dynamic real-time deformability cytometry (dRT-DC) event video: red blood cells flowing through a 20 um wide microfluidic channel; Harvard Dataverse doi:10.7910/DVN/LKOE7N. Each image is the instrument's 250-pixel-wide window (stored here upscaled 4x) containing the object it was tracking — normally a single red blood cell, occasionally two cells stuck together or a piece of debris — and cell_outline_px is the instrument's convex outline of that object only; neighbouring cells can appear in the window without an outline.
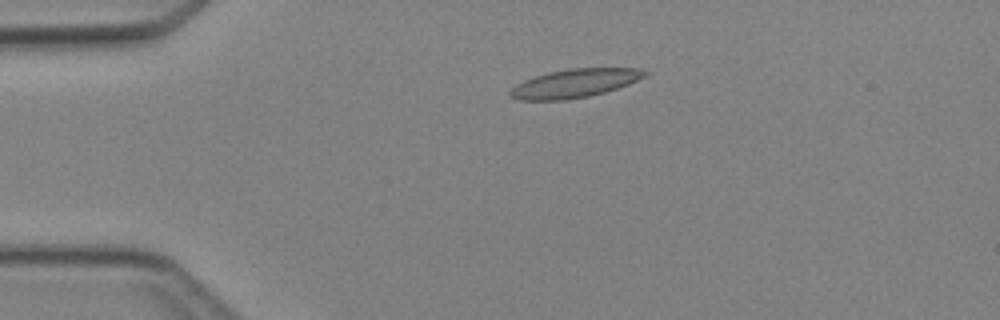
{"species": "Egyptian fruit bat (a non-hibernating species)", "species_latin": "Rousettus aegyptiacus", "temperature_condition": "cold", "stored_images_in_passage": 4, "camera_frame_rate_fps": 3000, "um_per_image_px": 0.085, "animal": {"sex": "female"}, "frame": {"image": 1, "passage_image": 3, "time_ms": 2.333, "image_size_px": [1000, 320], "cell_outline_px": [[648, 72], [644, 76], [628, 84], [604, 92], [588, 96], [564, 100], [516, 100], [508, 96], [508, 92], [516, 84], [524, 80], [548, 72], [568, 68], [640, 68]], "centroid_in_image_um": [48.78, 7.08], "position_along_channel_um": 36.2, "area_um2": 22.31}}